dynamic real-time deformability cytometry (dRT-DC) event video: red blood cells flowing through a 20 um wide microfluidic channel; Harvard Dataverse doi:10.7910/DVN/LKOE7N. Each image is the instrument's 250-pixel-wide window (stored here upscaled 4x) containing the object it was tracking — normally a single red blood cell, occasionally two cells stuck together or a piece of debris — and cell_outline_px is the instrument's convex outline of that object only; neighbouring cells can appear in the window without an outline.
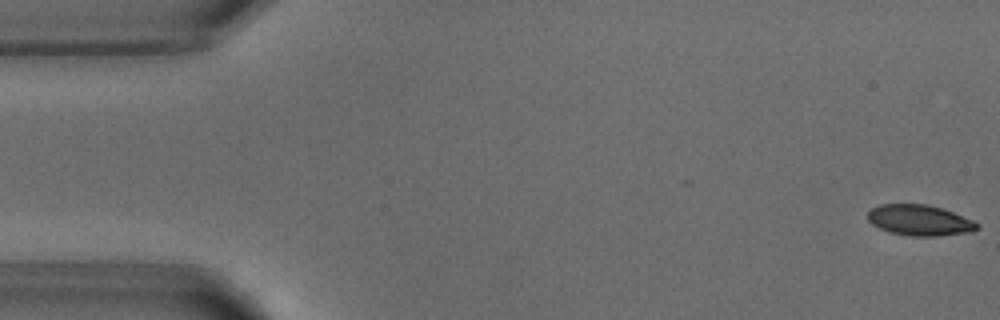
{"species": "common noctule bat (a hibernating species)", "species_latin": "Nyctalus noctula", "temperature_condition": "warm", "stored_images_in_passage": 42, "camera_frame_rate_fps": 3000, "um_per_image_px": 0.085, "animal": {"sex": "male", "body_mass_g": 18.8}, "frame": {"image": 1, "passage_image": 1, "time_ms": 0.0, "image_size_px": [1000, 320], "cell_outline_px": [[980, 228], [972, 232], [936, 236], [908, 236], [888, 232], [872, 224], [868, 220], [868, 212], [872, 208], [880, 204], [928, 204], [952, 212], [972, 220], [980, 224]], "centroid_in_image_um": [78.17, 18.73], "position_along_channel_um": 6.8, "area_um2": 19.65}}
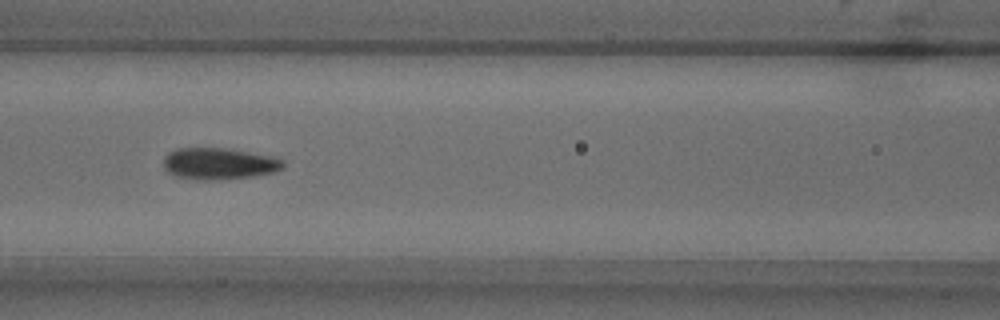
{"frame": {"image": 2, "passage_image": 22, "time_ms": 7.0, "image_size_px": [1000, 320], "cell_outline_px": [[284, 168], [276, 172], [252, 176], [216, 180], [196, 180], [176, 176], [168, 172], [164, 168], [164, 156], [168, 152], [176, 148], [224, 148], [272, 156], [284, 160]], "centroid_in_image_um": [18.61, 13.91], "position_along_channel_um": 148.0, "area_um2": 22.14}}
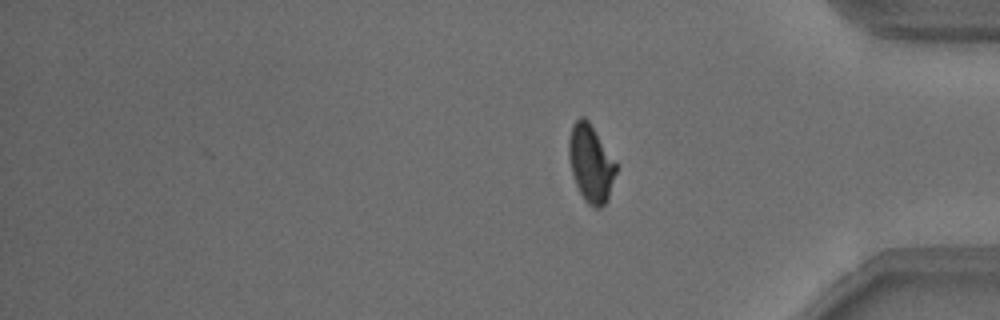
{"frame": {"image": 3, "passage_image": 42, "time_ms": 13.667, "image_size_px": [1000, 320], "cell_outline_px": [[616, 172], [608, 200], [600, 208], [596, 208], [588, 204], [584, 200], [576, 184], [572, 172], [568, 156], [568, 140], [572, 124], [580, 116], [584, 116], [588, 120], [616, 164]], "centroid_in_image_um": [50.19, 13.89], "position_along_channel_um": 385.0, "area_um2": 21.04}, "authors_computed_cell_mechanics": {"area_um2": 21.1837, "velocity_mm_per_s": 3.8218, "shape_relaxation_time_tau1_ms": 5.077, "shape_relaxation_time_tau2_ms": 1.0348, "deformation_change_tau1": 0.1665, "deformation_change_tau2": 0.07}}